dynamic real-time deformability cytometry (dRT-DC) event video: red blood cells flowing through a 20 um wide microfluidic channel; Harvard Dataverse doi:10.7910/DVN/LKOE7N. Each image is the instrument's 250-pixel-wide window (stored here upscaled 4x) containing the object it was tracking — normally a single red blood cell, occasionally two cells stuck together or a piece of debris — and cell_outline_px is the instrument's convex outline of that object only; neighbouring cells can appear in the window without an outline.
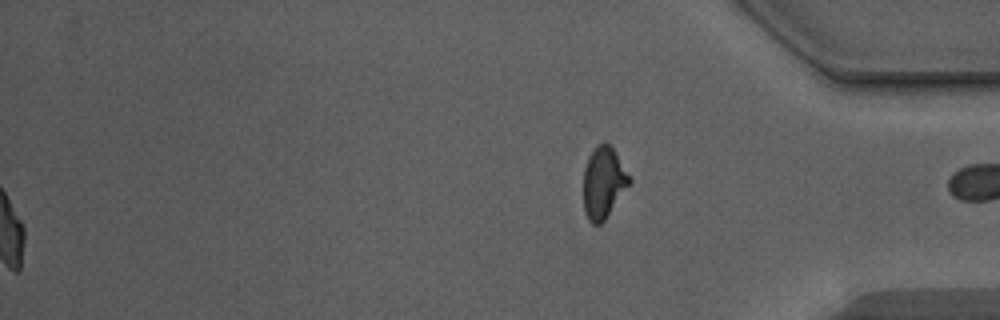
{"species": "Egyptian fruit bat (a non-hibernating species)", "species_latin": "Rousettus aegyptiacus", "temperature_condition": "warm", "stored_images_in_passage": 53, "segment_of_instrument_passage": [2, 2], "camera_frame_rate_fps": 3000, "um_per_image_px": 0.085, "animal": {"sex": "male"}, "frame": {"image": 1, "passage_image": 53, "time_ms": 17.333, "image_size_px": [1000, 320], "cell_outline_px": [[632, 184], [604, 220], [600, 224], [592, 224], [588, 220], [584, 212], [584, 168], [588, 156], [604, 140], [612, 148], [632, 180]], "centroid_in_image_um": [51.31, 15.56], "position_along_channel_um": 383.9, "area_um2": 19.07}}